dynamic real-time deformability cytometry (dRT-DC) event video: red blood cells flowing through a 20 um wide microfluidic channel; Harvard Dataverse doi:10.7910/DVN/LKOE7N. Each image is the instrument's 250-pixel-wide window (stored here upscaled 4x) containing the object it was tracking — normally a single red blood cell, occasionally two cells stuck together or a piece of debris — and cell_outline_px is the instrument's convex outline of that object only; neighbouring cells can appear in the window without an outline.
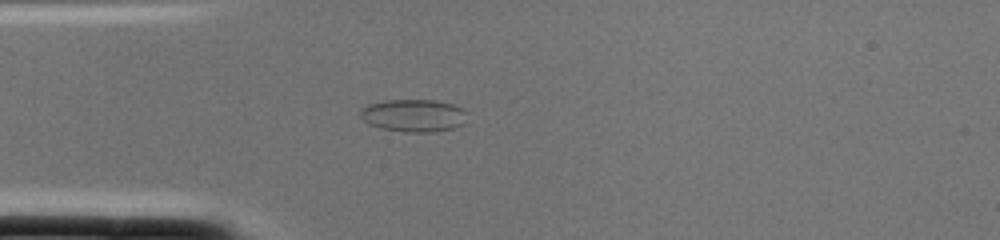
{"species": "common noctule bat (a hibernating species)", "species_latin": "Nyctalus noctula", "temperature_condition": "cold", "stored_images_in_passage": 1, "camera_frame_rate_fps": 3000, "um_per_image_px": 0.085, "animal": {"sex": "female", "body_mass_g": 22.0, "forearm_length_mm": 56.7}, "frame": {"image": 1, "passage_image": 1, "time_ms": 0.0, "image_size_px": [1000, 240], "cell_outline_px": [[468, 112], [464, 124], [456, 128], [432, 132], [404, 132], [380, 128], [368, 124], [360, 116], [360, 108], [368, 104], [384, 100], [436, 100], [452, 104], [464, 108]], "centroid_in_image_um": [35.18, 9.82], "position_along_channel_um": 49.8, "area_um2": 20.69}}